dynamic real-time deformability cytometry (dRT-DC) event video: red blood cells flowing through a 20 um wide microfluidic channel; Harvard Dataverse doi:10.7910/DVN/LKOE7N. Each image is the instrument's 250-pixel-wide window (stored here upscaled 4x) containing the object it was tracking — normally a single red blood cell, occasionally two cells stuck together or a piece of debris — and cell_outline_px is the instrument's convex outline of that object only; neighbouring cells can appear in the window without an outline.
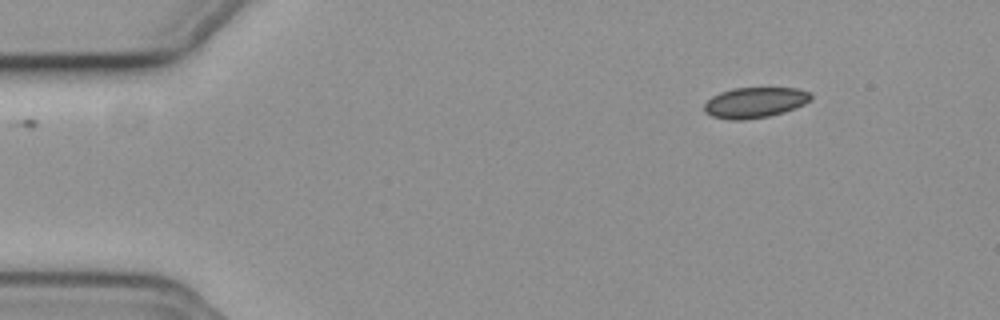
{"species": "common noctule bat (a hibernating species)", "species_latin": "Nyctalus noctula", "temperature_condition": "cold", "stored_images_in_passage": 49, "camera_frame_rate_fps": 3000, "um_per_image_px": 0.085, "animal": {"sex": "female", "body_mass_g": 19.3, "forearm_length_mm": 54.1}, "frame": {"image": 1, "passage_image": 1, "time_ms": 0.0, "image_size_px": [1000, 320], "cell_outline_px": [[812, 100], [804, 104], [784, 112], [768, 116], [744, 120], [728, 120], [712, 116], [704, 112], [704, 104], [712, 96], [720, 92], [732, 88], [800, 88], [812, 92]], "centroid_in_image_um": [64.18, 8.71], "position_along_channel_um": 20.8, "area_um2": 19.19}}
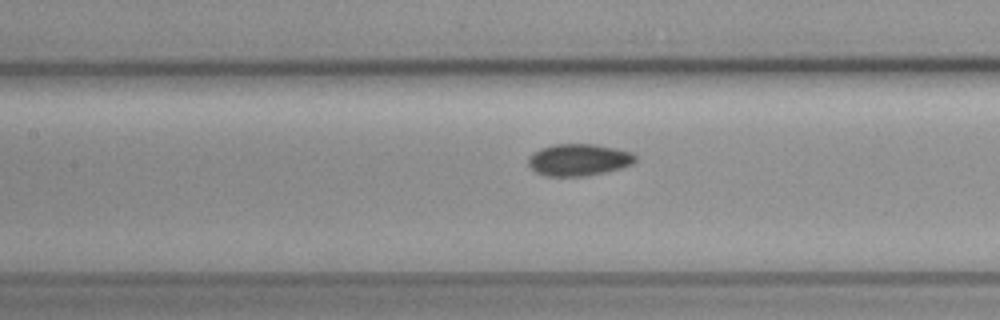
{"frame": {"image": 2, "passage_image": 19, "time_ms": 6.0, "image_size_px": [1000, 320], "cell_outline_px": [[636, 160], [632, 164], [620, 168], [604, 172], [584, 176], [544, 176], [536, 172], [528, 164], [528, 156], [540, 148], [552, 144], [592, 144], [616, 148], [632, 152], [636, 156]], "centroid_in_image_um": [49.17, 13.58], "position_along_channel_um": 158.2, "area_um2": 19.94}}
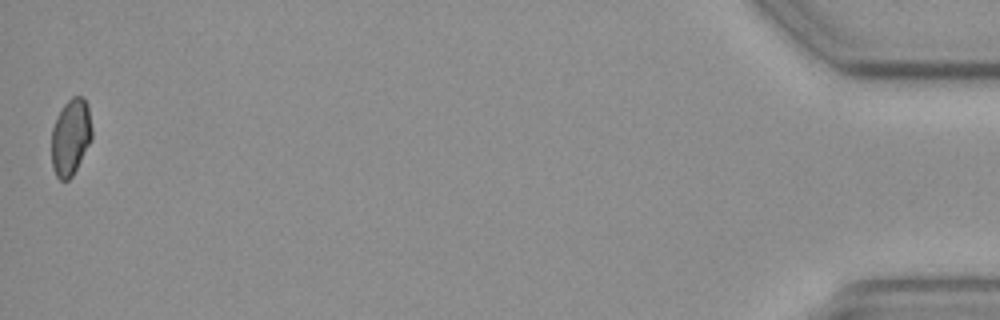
{"frame": {"image": 3, "passage_image": 49, "time_ms": 16.0, "image_size_px": [1000, 320], "cell_outline_px": [[92, 140], [72, 176], [68, 180], [60, 180], [56, 176], [52, 168], [52, 128], [56, 116], [64, 104], [72, 96], [80, 96], [88, 104], [92, 128]], "centroid_in_image_um": [6.01, 11.64], "position_along_channel_um": 429.2, "area_um2": 18.15}, "authors_computed_cell_mechanics": {"area_um2": 19.0162, "velocity_mm_per_s": 3.7382, "shape_relaxation_time_tau1_ms": 4.8586, "shape_relaxation_time_tau2_ms": 5.2194, "deformation_change_tau1": 0.0607, "deformation_change_tau2": 0.0694}}